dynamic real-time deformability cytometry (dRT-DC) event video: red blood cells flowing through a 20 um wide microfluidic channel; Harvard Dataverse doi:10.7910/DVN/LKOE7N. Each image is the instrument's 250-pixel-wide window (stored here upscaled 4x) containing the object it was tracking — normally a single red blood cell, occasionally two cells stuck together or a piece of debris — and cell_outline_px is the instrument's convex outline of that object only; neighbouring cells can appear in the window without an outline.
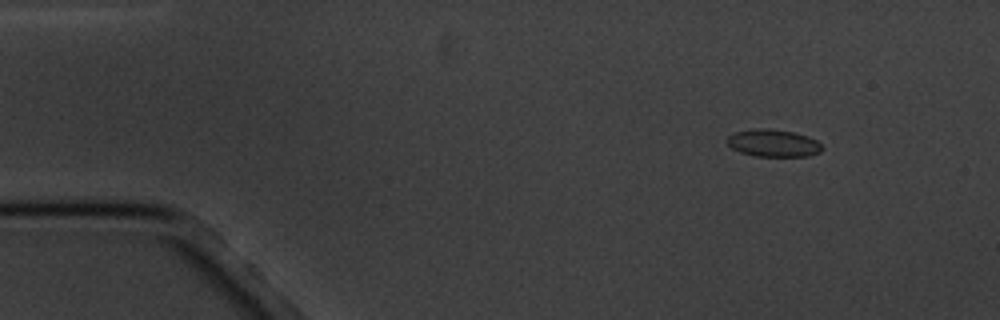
{"species": "common noctule bat (a hibernating species)", "species_latin": "Nyctalus noctula", "temperature_condition": "cold", "stored_images_in_passage": 6, "camera_frame_rate_fps": 3000, "um_per_image_px": 0.085, "animal": {"sex": "male", "body_mass_g": 20.1, "forearm_length_mm": 53.5}, "frame": {"image": 1, "passage_image": 2, "time_ms": 1.0, "image_size_px": [1000, 320], "cell_outline_px": [[824, 148], [820, 152], [808, 156], [756, 156], [740, 152], [732, 148], [724, 140], [732, 132], [756, 128], [768, 128], [792, 132], [808, 136], [816, 140]], "centroid_in_image_um": [65.69, 12.15], "position_along_channel_um": 19.3, "area_um2": 15.26}}
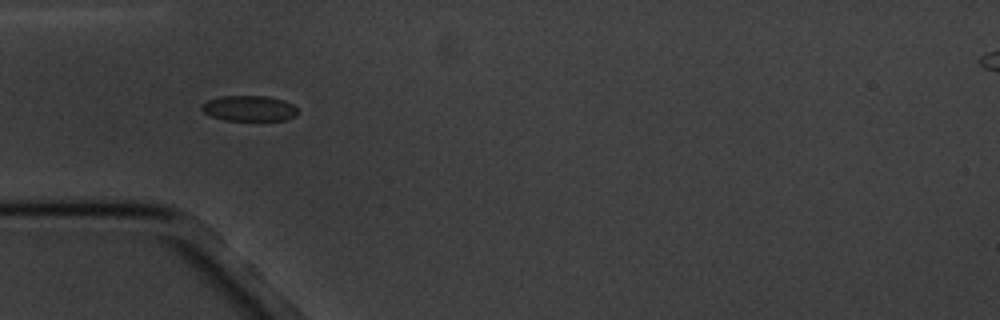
{"frame": {"image": 2, "passage_image": 5, "time_ms": 4.667, "image_size_px": [1000, 320], "cell_outline_px": [[296, 116], [284, 120], [224, 120], [212, 116], [204, 112], [200, 108], [200, 104], [208, 100], [220, 96], [268, 96], [284, 100], [292, 104], [296, 108]], "centroid_in_image_um": [21.15, 9.2], "position_along_channel_um": 63.8, "area_um2": 14.28}}
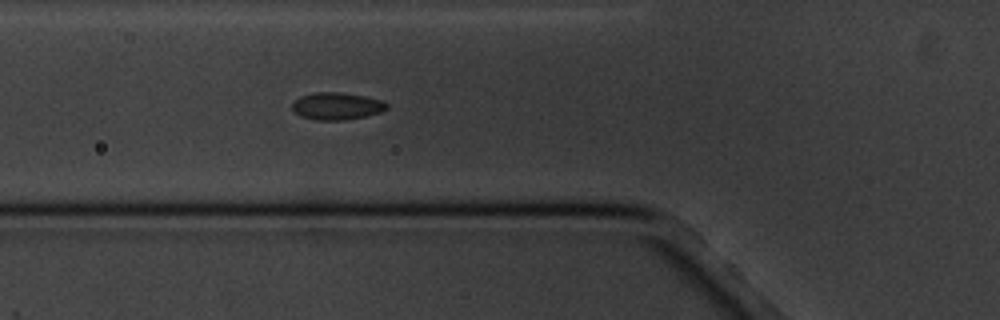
{"frame": {"image": 3, "passage_image": 6, "time_ms": 5.667, "image_size_px": [1000, 320], "cell_outline_px": [[388, 108], [384, 112], [368, 116], [344, 120], [316, 120], [300, 116], [292, 108], [292, 104], [300, 96], [312, 92], [340, 92], [364, 96], [384, 100], [388, 104]], "centroid_in_image_um": [28.68, 9.02], "position_along_channel_um": 97.1, "area_um2": 15.26}}